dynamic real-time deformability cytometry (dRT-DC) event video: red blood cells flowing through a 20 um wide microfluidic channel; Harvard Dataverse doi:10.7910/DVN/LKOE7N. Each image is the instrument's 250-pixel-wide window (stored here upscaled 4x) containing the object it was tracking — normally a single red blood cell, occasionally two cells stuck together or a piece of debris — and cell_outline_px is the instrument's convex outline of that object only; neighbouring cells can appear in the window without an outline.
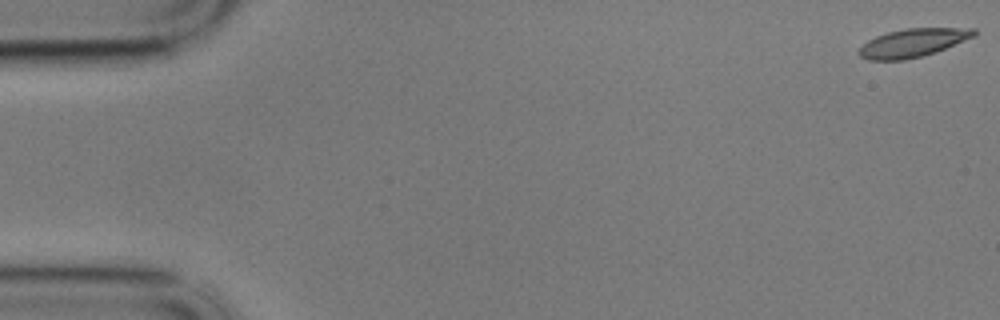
{"species": "common noctule bat (a hibernating species)", "species_latin": "Nyctalus noctula", "temperature_condition": "cold", "stored_images_in_passage": 14, "camera_frame_rate_fps": 3000, "um_per_image_px": 0.085, "animal": {"sex": "male", "body_mass_g": 17.9}, "frame": {"image": 1, "passage_image": 1, "time_ms": 0.0, "image_size_px": [1000, 320], "cell_outline_px": [[976, 36], [944, 48], [920, 56], [904, 60], [868, 60], [860, 56], [856, 52], [868, 40], [876, 36], [888, 32], [904, 28], [976, 28]], "centroid_in_image_um": [77.57, 3.63], "position_along_channel_um": 7.4, "area_um2": 18.79}}